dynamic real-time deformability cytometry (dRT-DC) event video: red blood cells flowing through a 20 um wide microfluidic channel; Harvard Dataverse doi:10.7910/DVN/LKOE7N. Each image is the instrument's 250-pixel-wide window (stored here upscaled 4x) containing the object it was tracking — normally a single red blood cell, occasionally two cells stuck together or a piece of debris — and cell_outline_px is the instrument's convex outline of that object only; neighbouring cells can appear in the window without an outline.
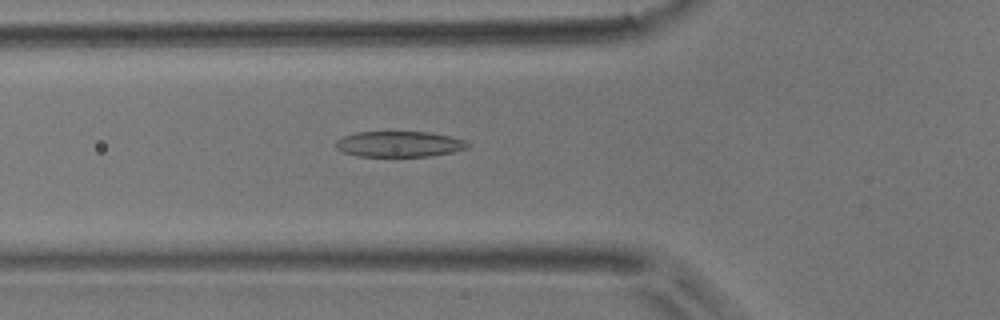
{"species": "common noctule bat (a hibernating species)", "species_latin": "Nyctalus noctula", "temperature_condition": "room temperature", "stored_images_in_passage": 50, "camera_frame_rate_fps": 3000, "um_per_image_px": 0.085, "animal": {"sex": "male", "body_mass_g": 17.9}, "frame": {"image": 1, "passage_image": 18, "time_ms": 5.667, "image_size_px": [1000, 320], "cell_outline_px": [[468, 148], [452, 152], [428, 156], [360, 156], [344, 152], [336, 148], [336, 140], [344, 136], [356, 132], [428, 132], [448, 136], [464, 140], [468, 144]], "centroid_in_image_um": [33.91, 12.24], "position_along_channel_um": 91.9, "area_um2": 19.48}}
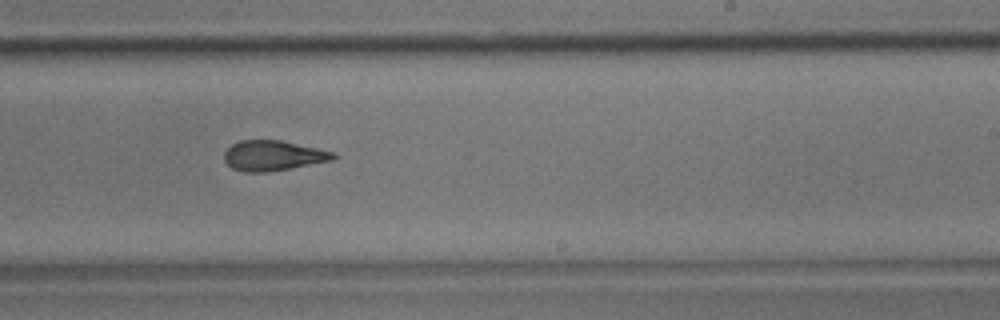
{"frame": {"image": 2, "passage_image": 31, "time_ms": 10.0, "image_size_px": [1000, 320], "cell_outline_px": [[336, 156], [332, 160], [268, 172], [244, 172], [232, 168], [224, 160], [224, 152], [232, 144], [240, 140], [280, 140], [336, 152]], "centroid_in_image_um": [23.19, 13.22], "position_along_channel_um": 265.8, "area_um2": 19.07}}
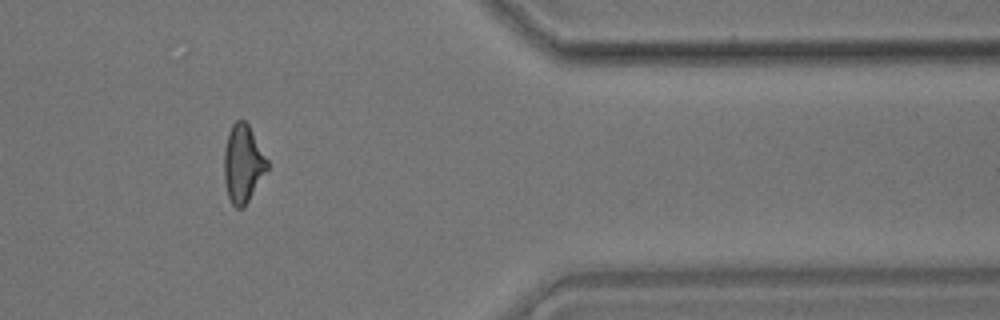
{"frame": {"image": 3, "passage_image": 42, "time_ms": 13.667, "image_size_px": [1000, 320], "cell_outline_px": [[268, 168], [244, 208], [236, 208], [232, 204], [228, 196], [224, 180], [224, 148], [228, 132], [232, 124], [236, 120], [244, 120], [248, 124], [268, 160]], "centroid_in_image_um": [20.64, 13.91], "position_along_channel_um": 390.8, "area_um2": 19.54}, "authors_computed_cell_mechanics": {"area_um2": 19.8832, "velocity_mm_per_s": 3.9985, "shape_relaxation_time_tau1_ms": 7.3769, "shape_relaxation_time_tau2_ms": 1.8235, "deformation_change_tau1": 0.2047, "deformation_change_tau2": 0.1082}}